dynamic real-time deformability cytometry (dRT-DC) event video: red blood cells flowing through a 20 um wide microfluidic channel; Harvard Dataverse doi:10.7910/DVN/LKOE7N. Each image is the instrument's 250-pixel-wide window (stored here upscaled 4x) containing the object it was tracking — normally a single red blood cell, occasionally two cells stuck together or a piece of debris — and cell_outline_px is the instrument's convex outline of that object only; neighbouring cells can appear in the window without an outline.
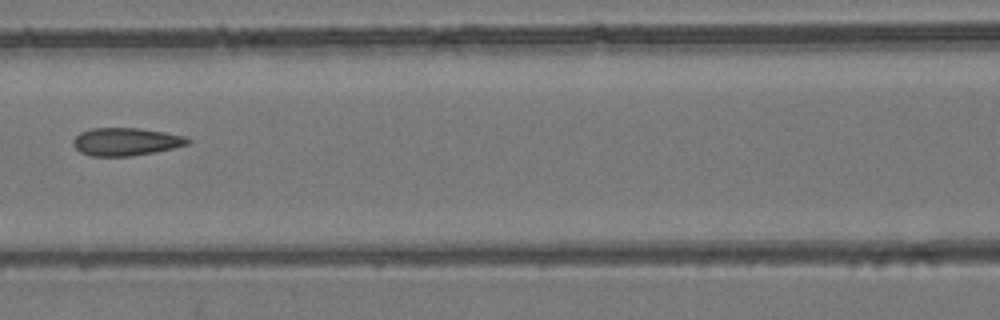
{"species": "common noctule bat (a hibernating species)", "species_latin": "Nyctalus noctula", "temperature_condition": "room temperature", "stored_images_in_passage": 4, "camera_frame_rate_fps": 3000, "um_per_image_px": 0.085, "animal": {"sex": "female", "body_mass_g": 24.6, "forearm_length_mm": 56.2}, "frame": {"image": 1, "passage_image": 3, "time_ms": 2.333, "image_size_px": [1000, 320], "cell_outline_px": [[192, 140], [188, 144], [172, 148], [132, 156], [92, 156], [80, 152], [72, 144], [72, 140], [80, 132], [92, 128], [140, 128], [164, 132], [184, 136]], "centroid_in_image_um": [10.67, 12.04], "position_along_channel_um": 155.9, "area_um2": 18.5}}